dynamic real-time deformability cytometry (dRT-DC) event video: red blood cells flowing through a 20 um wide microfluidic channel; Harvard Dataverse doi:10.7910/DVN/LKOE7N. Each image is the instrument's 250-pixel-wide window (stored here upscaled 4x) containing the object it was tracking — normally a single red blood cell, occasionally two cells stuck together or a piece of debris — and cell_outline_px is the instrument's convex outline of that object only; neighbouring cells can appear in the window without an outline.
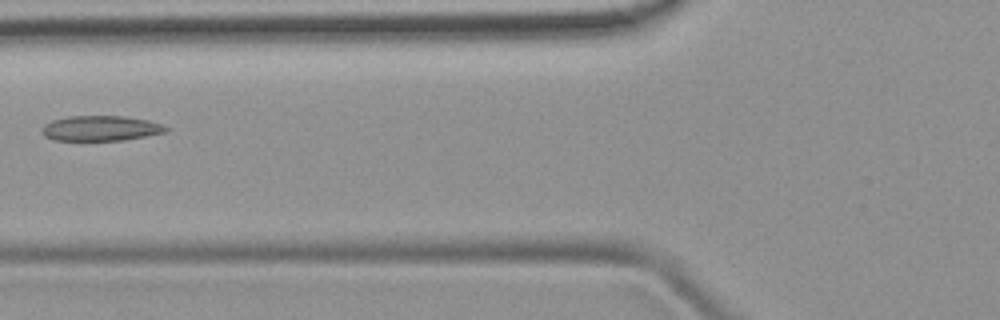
{"species": "common noctule bat (a hibernating species)", "species_latin": "Nyctalus noctula", "temperature_condition": "room temperature", "stored_images_in_passage": 5, "camera_frame_rate_fps": 3000, "um_per_image_px": 0.085, "animal": {"sex": "female", "body_mass_g": 19.9}, "frame": {"image": 1, "passage_image": 5, "time_ms": 4.667, "image_size_px": [1000, 320], "cell_outline_px": [[168, 128], [164, 132], [124, 140], [52, 140], [44, 136], [44, 124], [52, 120], [68, 116], [124, 116], [148, 120], [160, 124]], "centroid_in_image_um": [8.53, 10.9], "position_along_channel_um": 117.3, "area_um2": 17.92}}